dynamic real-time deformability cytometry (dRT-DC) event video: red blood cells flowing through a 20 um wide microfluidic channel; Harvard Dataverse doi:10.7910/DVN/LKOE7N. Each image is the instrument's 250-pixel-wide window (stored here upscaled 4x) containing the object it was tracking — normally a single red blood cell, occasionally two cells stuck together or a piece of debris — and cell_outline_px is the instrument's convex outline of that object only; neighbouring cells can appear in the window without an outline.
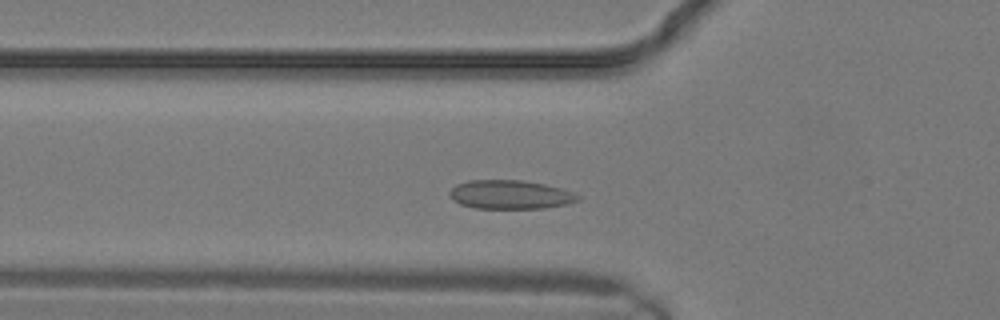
{"species": "common noctule bat (a hibernating species)", "species_latin": "Nyctalus noctula", "temperature_condition": "warm", "stored_images_in_passage": 12, "camera_frame_rate_fps": 3000, "um_per_image_px": 0.085, "animal": {"sex": "male", "body_mass_g": 19.2, "forearm_length_mm": 51.8}, "frame": {"image": 1, "passage_image": 5, "time_ms": 1.333, "image_size_px": [1000, 320], "cell_outline_px": [[580, 200], [568, 204], [544, 208], [476, 208], [460, 204], [452, 200], [448, 196], [448, 192], [456, 184], [468, 180], [524, 180], [544, 184], [560, 188], [572, 192], [580, 196]], "centroid_in_image_um": [43.34, 16.54], "position_along_channel_um": 82.5, "area_um2": 21.68}}
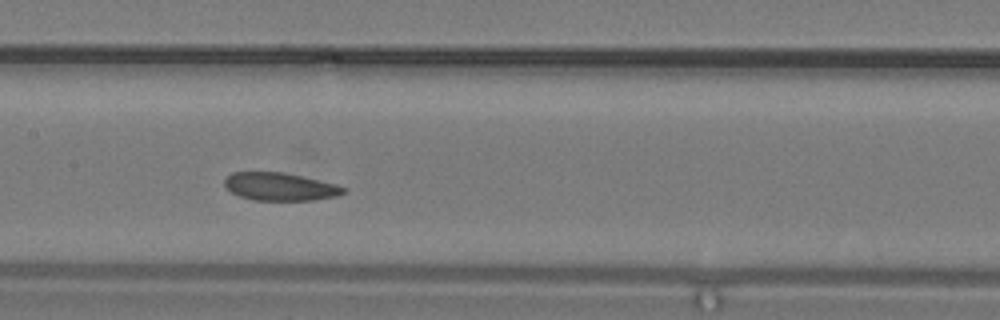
{"frame": {"image": 2, "passage_image": 9, "time_ms": 2.667, "image_size_px": [1000, 320], "cell_outline_px": [[348, 188], [340, 196], [316, 200], [252, 200], [240, 196], [232, 192], [224, 184], [224, 180], [232, 172], [284, 172], [336, 184]], "centroid_in_image_um": [23.84, 15.87], "position_along_channel_um": 183.6, "area_um2": 19.36}}
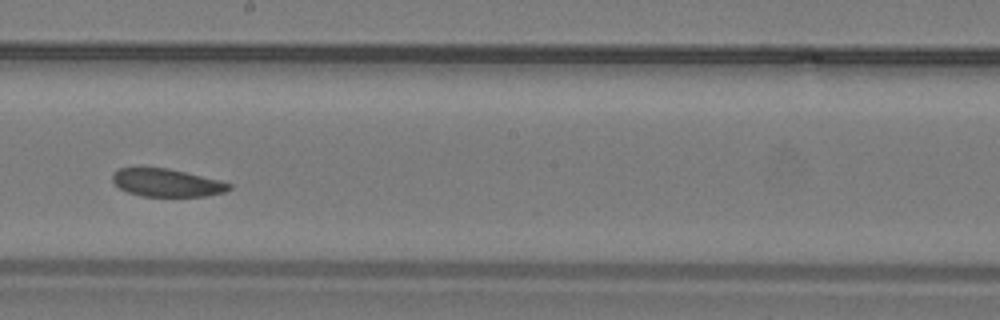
{"frame": {"image": 3, "passage_image": 11, "time_ms": 3.333, "image_size_px": [1000, 320], "cell_outline_px": [[232, 188], [224, 192], [204, 196], [140, 196], [128, 192], [120, 188], [112, 180], [112, 176], [120, 168], [168, 168], [232, 184]], "centroid_in_image_um": [14.16, 15.54], "position_along_channel_um": 234.0, "area_um2": 18.5}}